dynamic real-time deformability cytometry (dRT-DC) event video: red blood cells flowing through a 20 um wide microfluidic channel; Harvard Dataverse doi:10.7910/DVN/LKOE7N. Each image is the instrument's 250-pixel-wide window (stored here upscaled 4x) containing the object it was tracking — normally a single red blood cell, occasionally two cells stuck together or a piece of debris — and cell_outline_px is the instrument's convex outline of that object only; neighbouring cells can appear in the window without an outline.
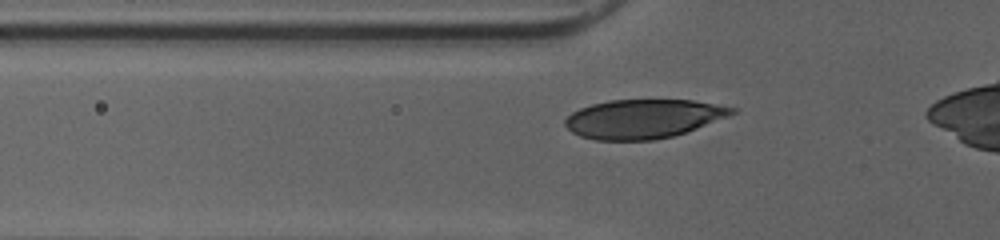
{"species": "human", "species_latin": "Homo sapiens", "temperature_condition": "cold", "stored_images_in_passage": 39, "camera_frame_rate_fps": 3000, "um_per_image_px": 0.085, "donor": {"sex": "female"}, "frame": {"image": 1, "passage_image": 10, "time_ms": 3.0, "image_size_px": [1000, 240], "cell_outline_px": [[736, 112], [728, 116], [696, 128], [672, 136], [656, 140], [596, 140], [580, 136], [572, 132], [564, 124], [564, 120], [572, 112], [580, 108], [592, 104], [608, 100], [692, 100], [716, 104], [736, 108]], "centroid_in_image_um": [54.65, 10.09], "position_along_channel_um": 71.2, "area_um2": 37.69}}
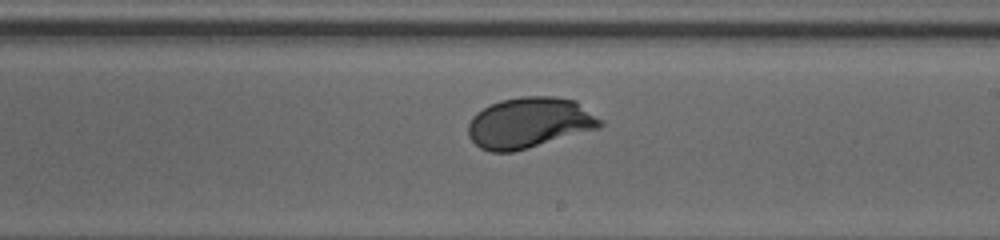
{"frame": {"image": 2, "passage_image": 23, "time_ms": 7.333, "image_size_px": [1000, 240], "cell_outline_px": [[604, 124], [600, 128], [528, 148], [512, 152], [492, 152], [480, 148], [468, 136], [468, 124], [472, 116], [476, 112], [500, 100], [520, 96], [556, 96], [576, 100], [604, 120]], "centroid_in_image_um": [45.03, 10.42], "position_along_channel_um": 244.0, "area_um2": 39.36}}
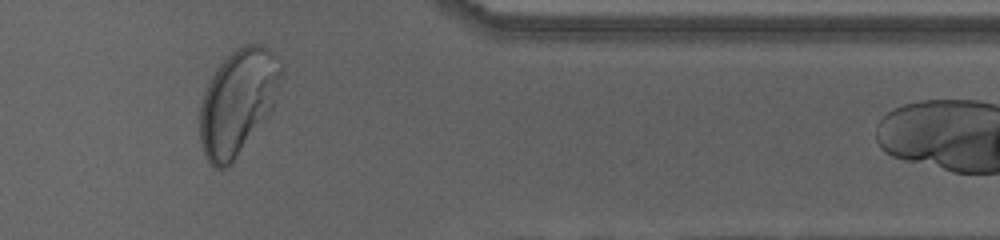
{"frame": {"image": 3, "passage_image": 35, "time_ms": 11.333, "image_size_px": [1000, 240], "cell_outline_px": [[284, 68], [272, 108], [232, 160], [224, 168], [216, 168], [208, 160], [204, 152], [200, 140], [200, 104], [204, 92], [216, 68], [236, 48], [244, 44], [264, 44], [276, 56]], "centroid_in_image_um": [20.21, 8.58], "position_along_channel_um": 391.2, "area_um2": 48.67}, "authors_computed_cell_mechanics": {"area_um2": 38.9572, "velocity_mm_per_s": 4.0091, "shape_relaxation_time_tau1_ms": 2.2066, "shape_relaxation_time_tau2_ms": null, "deformation_change_tau1": 0.1407, "deformation_change_tau2": null}}